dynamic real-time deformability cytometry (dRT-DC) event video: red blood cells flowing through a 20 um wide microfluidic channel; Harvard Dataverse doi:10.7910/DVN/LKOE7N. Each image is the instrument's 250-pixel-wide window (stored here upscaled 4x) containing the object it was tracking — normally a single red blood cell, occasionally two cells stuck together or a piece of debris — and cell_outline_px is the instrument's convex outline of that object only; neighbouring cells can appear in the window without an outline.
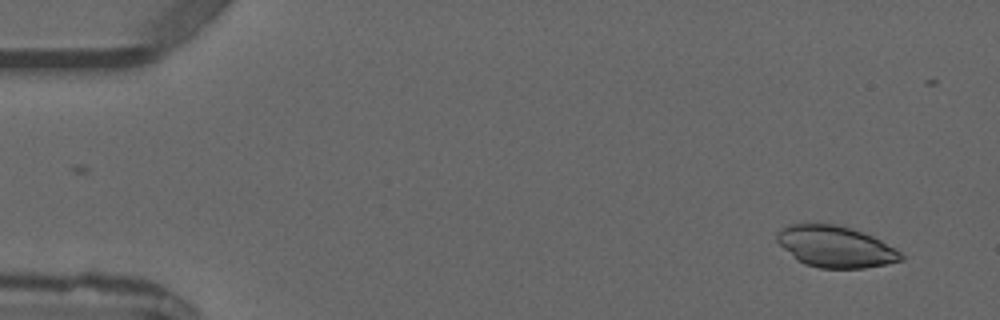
{"species": "common noctule bat (a hibernating species)", "species_latin": "Nyctalus noctula", "temperature_condition": "warm", "stored_images_in_passage": 2, "camera_frame_rate_fps": 3000, "um_per_image_px": 0.085, "animal": {"sex": "male", "forearm_length_mm": 52.5}, "frame": {"image": 1, "passage_image": 2, "time_ms": 1.0, "image_size_px": [1000, 320], "cell_outline_px": [[904, 260], [864, 268], [820, 268], [804, 264], [796, 260], [776, 240], [776, 232], [780, 228], [788, 224], [840, 224], [864, 232], [896, 248], [904, 256]], "centroid_in_image_um": [71.0, 20.96], "position_along_channel_um": 14.0, "area_um2": 30.06}}